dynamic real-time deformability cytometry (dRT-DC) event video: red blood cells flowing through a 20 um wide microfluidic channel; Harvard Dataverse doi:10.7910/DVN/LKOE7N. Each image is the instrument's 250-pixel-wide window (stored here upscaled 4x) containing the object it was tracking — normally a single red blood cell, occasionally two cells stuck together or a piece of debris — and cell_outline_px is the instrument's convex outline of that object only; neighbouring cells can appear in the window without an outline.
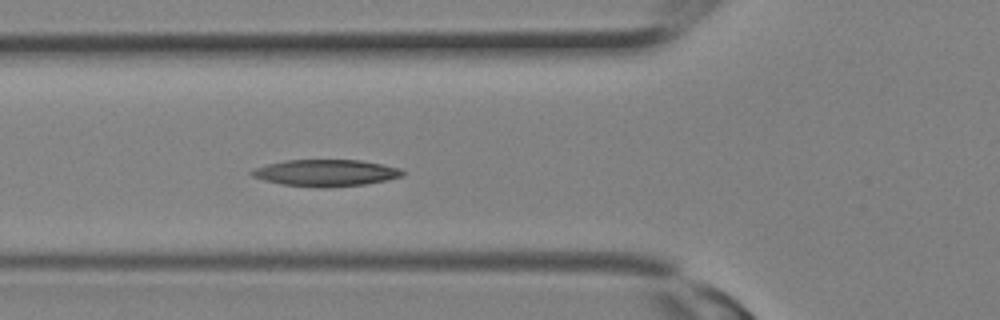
{"species": "Egyptian fruit bat (a non-hibernating species)", "species_latin": "Rousettus aegyptiacus", "temperature_condition": "room temperature", "stored_images_in_passage": 9, "camera_frame_rate_fps": 3000, "um_per_image_px": 0.085, "animal": {"sex": "female"}, "frame": {"image": 1, "passage_image": 9, "time_ms": 2.667, "image_size_px": [1000, 320], "cell_outline_px": [[404, 172], [400, 176], [388, 180], [364, 184], [324, 188], [280, 184], [264, 180], [252, 176], [248, 172], [252, 168], [284, 160], [360, 160], [400, 168]], "centroid_in_image_um": [27.63, 14.69], "position_along_channel_um": 98.2, "area_um2": 23.41}}